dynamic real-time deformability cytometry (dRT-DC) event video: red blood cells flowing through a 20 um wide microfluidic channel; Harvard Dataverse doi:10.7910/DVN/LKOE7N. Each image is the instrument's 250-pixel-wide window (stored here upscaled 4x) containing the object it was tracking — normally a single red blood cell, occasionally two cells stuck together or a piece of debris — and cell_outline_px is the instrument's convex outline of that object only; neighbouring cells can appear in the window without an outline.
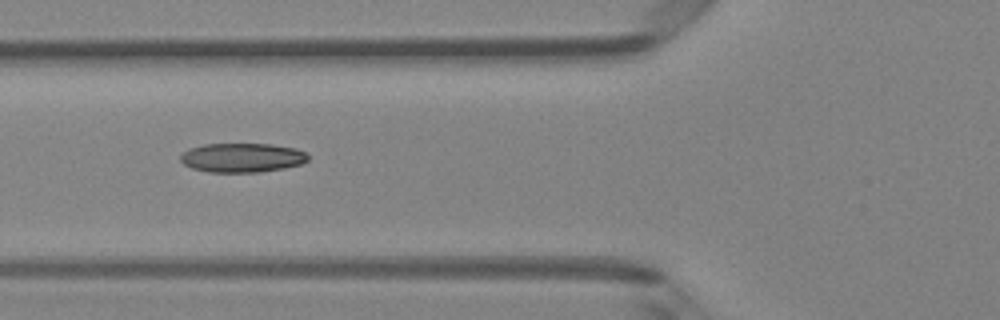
{"species": "Egyptian fruit bat (a non-hibernating species)", "species_latin": "Rousettus aegyptiacus", "temperature_condition": "room temperature", "stored_images_in_passage": 6, "camera_frame_rate_fps": 3000, "um_per_image_px": 0.085, "animal": {"sex": "female"}, "frame": {"image": 1, "passage_image": 6, "time_ms": 1.667, "image_size_px": [1000, 320], "cell_outline_px": [[308, 160], [304, 164], [284, 168], [260, 172], [208, 172], [192, 168], [184, 164], [180, 160], [180, 156], [188, 148], [204, 144], [272, 144], [296, 148], [304, 152], [308, 156]], "centroid_in_image_um": [20.59, 13.4], "position_along_channel_um": 105.2, "area_um2": 21.85}}